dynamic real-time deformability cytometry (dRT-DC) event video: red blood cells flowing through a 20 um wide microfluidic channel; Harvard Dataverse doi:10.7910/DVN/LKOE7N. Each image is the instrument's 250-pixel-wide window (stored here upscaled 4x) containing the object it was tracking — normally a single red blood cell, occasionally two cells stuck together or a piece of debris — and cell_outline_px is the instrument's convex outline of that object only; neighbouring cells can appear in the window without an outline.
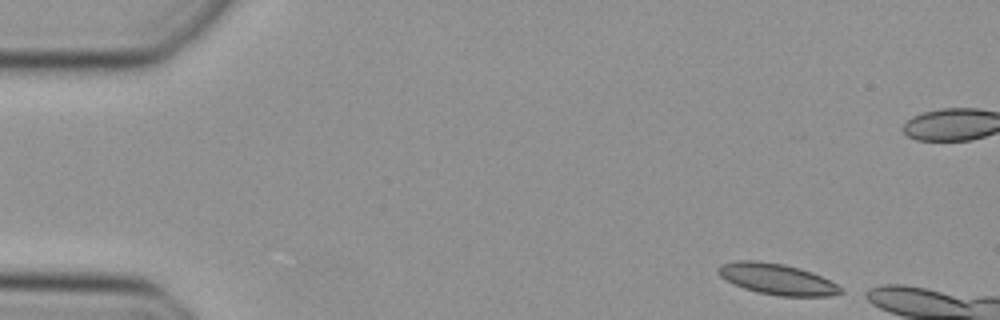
{"species": "Egyptian fruit bat (a non-hibernating species)", "species_latin": "Rousettus aegyptiacus", "temperature_condition": "cold", "stored_images_in_passage": 8, "camera_frame_rate_fps": 3000, "um_per_image_px": 0.085, "animal": {"sex": "female"}, "frame": {"image": 1, "passage_image": 1, "time_ms": 0.0, "image_size_px": [1000, 320], "cell_outline_px": [[844, 292], [832, 296], [780, 296], [756, 292], [744, 288], [720, 276], [716, 272], [716, 268], [720, 264], [736, 260], [756, 260], [784, 264], [800, 268], [812, 272], [844, 288]], "centroid_in_image_um": [66.04, 23.72], "position_along_channel_um": 19.0, "area_um2": 22.2}}